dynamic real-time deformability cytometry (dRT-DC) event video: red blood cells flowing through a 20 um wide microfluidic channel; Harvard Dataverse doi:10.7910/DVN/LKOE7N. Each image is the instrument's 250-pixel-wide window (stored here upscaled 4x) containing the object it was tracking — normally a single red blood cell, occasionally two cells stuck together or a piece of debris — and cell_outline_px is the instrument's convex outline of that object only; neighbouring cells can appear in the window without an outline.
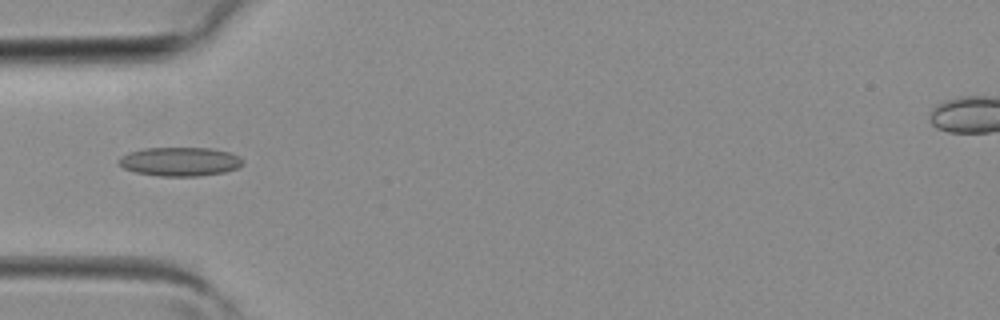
{"species": "common noctule bat (a hibernating species)", "species_latin": "Nyctalus noctula", "temperature_condition": "room temperature", "stored_images_in_passage": 2, "camera_frame_rate_fps": 3000, "um_per_image_px": 0.085, "animal": {"sex": "female", "body_mass_g": 19.3, "forearm_length_mm": 54.1}, "frame": {"image": 1, "passage_image": 2, "time_ms": 0.333, "image_size_px": [1000, 320], "cell_outline_px": [[244, 164], [240, 168], [224, 172], [200, 176], [160, 176], [136, 172], [124, 168], [116, 160], [120, 156], [128, 152], [144, 148], [208, 148], [228, 152], [240, 156], [244, 160]], "centroid_in_image_um": [15.31, 13.73], "position_along_channel_um": 69.7, "area_um2": 21.04}}